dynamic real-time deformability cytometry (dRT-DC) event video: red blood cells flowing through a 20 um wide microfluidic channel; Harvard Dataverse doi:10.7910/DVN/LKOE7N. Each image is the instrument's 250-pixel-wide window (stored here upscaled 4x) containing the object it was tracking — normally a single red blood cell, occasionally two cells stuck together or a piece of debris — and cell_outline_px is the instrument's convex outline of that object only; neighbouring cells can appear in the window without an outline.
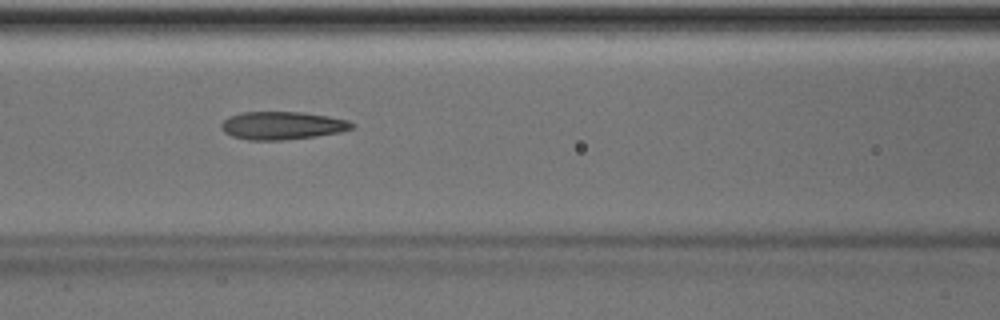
{"species": "Egyptian fruit bat (a non-hibernating species)", "species_latin": "Rousettus aegyptiacus", "temperature_condition": "room temperature", "stored_images_in_passage": 50, "camera_frame_rate_fps": 3000, "um_per_image_px": 0.085, "animal": {"sex": "male"}, "frame": {"image": 1, "passage_image": 22, "time_ms": 7.0, "image_size_px": [1000, 320], "cell_outline_px": [[356, 124], [352, 128], [340, 132], [316, 136], [280, 140], [248, 140], [232, 136], [224, 132], [220, 128], [220, 124], [228, 116], [240, 112], [304, 112], [328, 116], [348, 120]], "centroid_in_image_um": [23.96, 10.66], "position_along_channel_um": 142.6, "area_um2": 21.39}, "authors_computed_cell_mechanics": {"area_um2": 21.386, "velocity_mm_per_s": 4.0368, "shape_relaxation_time_tau1_ms": 5.0117, "shape_relaxation_time_tau2_ms": 2.362, "deformation_change_tau1": 0.197, "deformation_change_tau2": 0.1346}}